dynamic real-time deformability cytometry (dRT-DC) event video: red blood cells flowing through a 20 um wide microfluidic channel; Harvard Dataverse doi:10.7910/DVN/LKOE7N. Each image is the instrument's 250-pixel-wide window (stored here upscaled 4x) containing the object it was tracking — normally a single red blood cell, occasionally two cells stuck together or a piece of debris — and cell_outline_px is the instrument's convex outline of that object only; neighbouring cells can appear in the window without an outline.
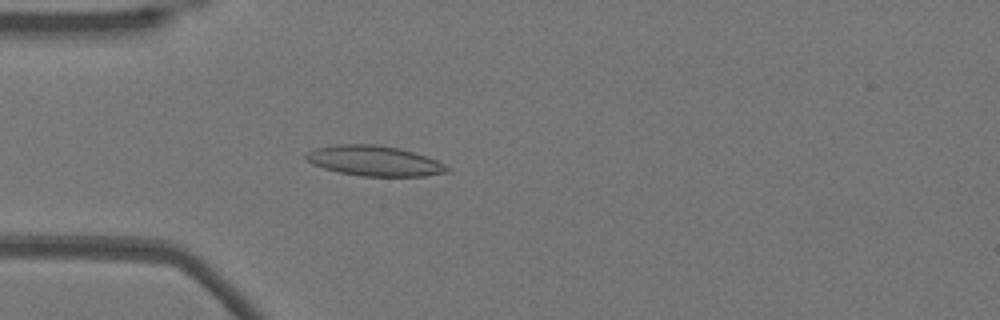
{"species": "Egyptian fruit bat (a non-hibernating species)", "species_latin": "Rousettus aegyptiacus", "temperature_condition": "warm", "stored_images_in_passage": 54, "camera_frame_rate_fps": 3000, "um_per_image_px": 0.085, "animal": {"sex": "female"}, "frame": {"image": 1, "passage_image": 15, "time_ms": 4.667, "image_size_px": [1000, 320], "cell_outline_px": [[452, 172], [424, 176], [360, 176], [340, 172], [324, 168], [312, 164], [304, 156], [308, 152], [316, 148], [336, 144], [376, 144], [400, 148], [436, 160], [452, 168]], "centroid_in_image_um": [31.86, 13.67], "position_along_channel_um": 53.1, "area_um2": 24.85}}
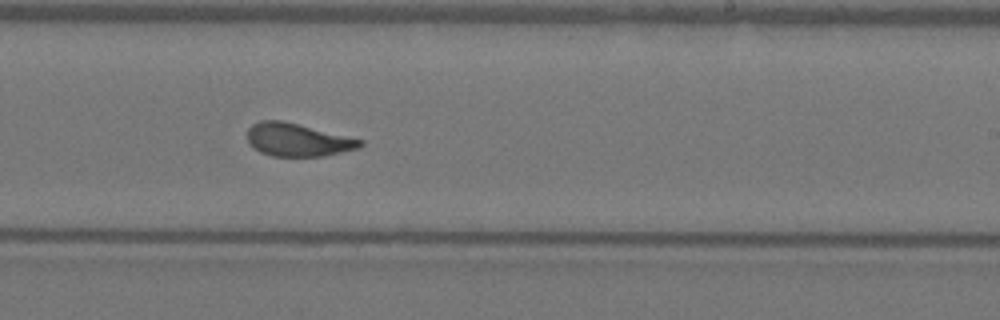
{"frame": {"image": 2, "passage_image": 32, "time_ms": 10.333, "image_size_px": [1000, 320], "cell_outline_px": [[364, 144], [360, 148], [324, 156], [272, 156], [260, 152], [252, 148], [248, 144], [248, 128], [252, 124], [260, 120], [280, 120], [364, 140]], "centroid_in_image_um": [25.28, 11.89], "position_along_channel_um": 263.7, "area_um2": 21.68}}
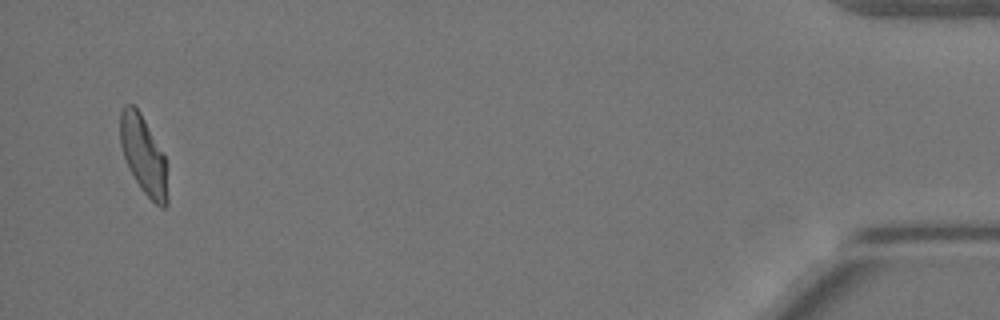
{"frame": {"image": 3, "passage_image": 51, "time_ms": 16.667, "image_size_px": [1000, 320], "cell_outline_px": [[168, 204], [164, 208], [160, 208], [140, 188], [124, 156], [120, 144], [120, 112], [124, 104], [132, 104], [140, 112], [164, 156], [168, 168]], "centroid_in_image_um": [12.23, 13.22], "position_along_channel_um": 423.0, "area_um2": 21.5}, "authors_computed_cell_mechanics": {"area_um2": 22.5709, "velocity_mm_per_s": 3.8478, "shape_relaxation_time_tau1_ms": 6.3928, "shape_relaxation_time_tau2_ms": 1.4617, "deformation_change_tau1": 0.1927, "deformation_change_tau2": 0.0852}}